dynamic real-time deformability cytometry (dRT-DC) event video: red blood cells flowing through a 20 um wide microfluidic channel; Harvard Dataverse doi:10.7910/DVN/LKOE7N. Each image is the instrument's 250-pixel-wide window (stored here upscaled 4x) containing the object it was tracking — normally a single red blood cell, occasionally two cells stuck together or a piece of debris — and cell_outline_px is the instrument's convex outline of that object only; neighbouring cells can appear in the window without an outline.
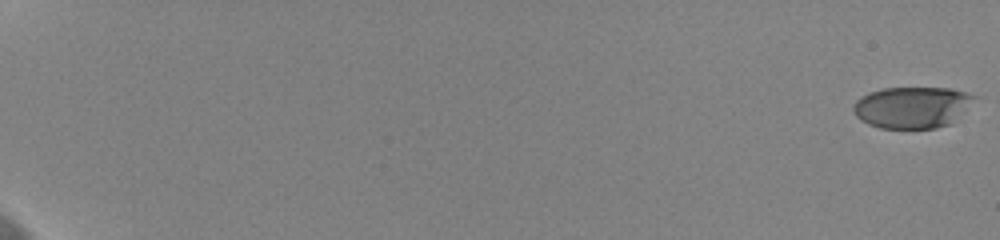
{"species": "human", "species_latin": "Homo sapiens", "temperature_condition": "cold", "stored_images_in_passage": 51, "camera_frame_rate_fps": 3000, "um_per_image_px": 0.085, "donor": {"sex": "female"}, "frame": {"image": 1, "passage_image": 1, "time_ms": 0.0, "image_size_px": [1000, 240], "cell_outline_px": [[980, 96], [948, 124], [936, 128], [880, 128], [868, 124], [856, 116], [852, 108], [856, 100], [860, 96], [868, 92], [884, 88], [952, 88]], "centroid_in_image_um": [77.52, 9.1], "position_along_channel_um": 7.5, "area_um2": 29.19}}
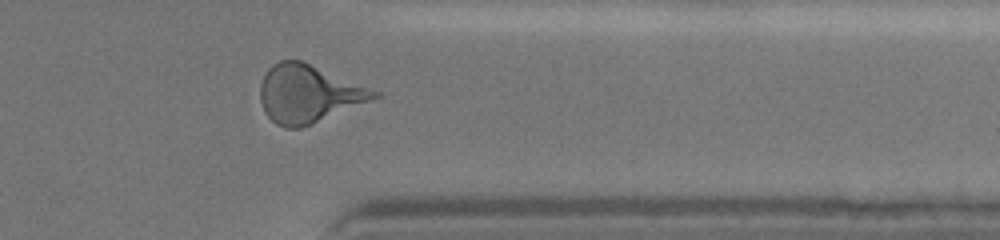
{"frame": {"image": 2, "passage_image": 45, "time_ms": 14.667, "image_size_px": [1000, 240], "cell_outline_px": [[384, 96], [300, 128], [284, 128], [276, 124], [264, 112], [260, 100], [260, 84], [268, 68], [272, 64], [280, 60], [304, 60], [380, 92]], "centroid_in_image_um": [26.23, 7.96], "position_along_channel_um": 385.2, "area_um2": 38.61}}
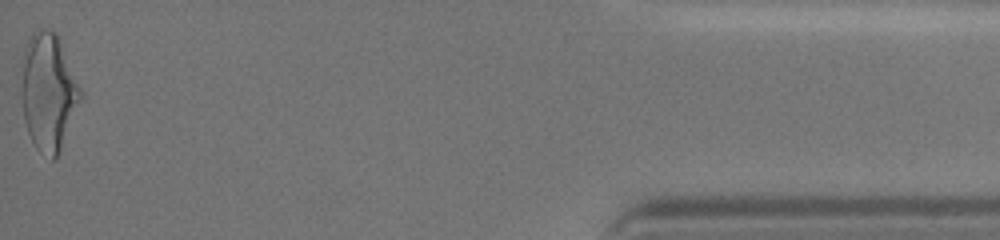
{"frame": {"image": 3, "passage_image": 51, "time_ms": 16.667, "image_size_px": [1000, 240], "cell_outline_px": [[84, 96], [56, 160], [52, 160], [36, 148], [28, 132], [24, 120], [20, 96], [20, 60], [24, 48], [28, 40], [36, 28], [44, 28], [56, 32], [60, 40]], "centroid_in_image_um": [4.09, 7.8], "position_along_channel_um": 431.1, "area_um2": 41.33}, "authors_computed_cell_mechanics": {"area_um2": 35.2002, "velocity_mm_per_s": 3.6638, "shape_relaxation_time_tau1_ms": 4.2259, "shape_relaxation_time_tau2_ms": 0.9797, "deformation_change_tau1": 0.1816, "deformation_change_tau2": 0.0878}}